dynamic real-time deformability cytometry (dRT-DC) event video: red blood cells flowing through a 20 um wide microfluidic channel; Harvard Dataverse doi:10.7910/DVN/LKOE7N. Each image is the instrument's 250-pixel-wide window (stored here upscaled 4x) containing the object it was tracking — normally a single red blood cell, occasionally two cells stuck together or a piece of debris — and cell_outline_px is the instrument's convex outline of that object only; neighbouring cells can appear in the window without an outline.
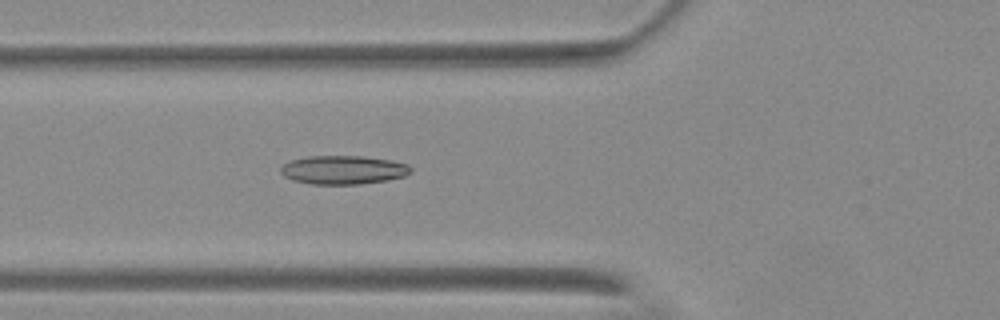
{"species": "Egyptian fruit bat (a non-hibernating species)", "species_latin": "Rousettus aegyptiacus", "temperature_condition": "warm", "stored_images_in_passage": 5, "camera_frame_rate_fps": 3000, "um_per_image_px": 0.085, "animal": {"sex": "female"}, "frame": {"image": 1, "passage_image": 5, "time_ms": 5.667, "image_size_px": [1000, 320], "cell_outline_px": [[412, 172], [404, 176], [388, 180], [360, 184], [312, 184], [292, 180], [284, 176], [280, 172], [280, 168], [284, 164], [292, 160], [308, 156], [364, 156], [392, 160], [408, 164], [412, 168]], "centroid_in_image_um": [29.2, 14.44], "position_along_channel_um": 96.6, "area_um2": 21.85}}